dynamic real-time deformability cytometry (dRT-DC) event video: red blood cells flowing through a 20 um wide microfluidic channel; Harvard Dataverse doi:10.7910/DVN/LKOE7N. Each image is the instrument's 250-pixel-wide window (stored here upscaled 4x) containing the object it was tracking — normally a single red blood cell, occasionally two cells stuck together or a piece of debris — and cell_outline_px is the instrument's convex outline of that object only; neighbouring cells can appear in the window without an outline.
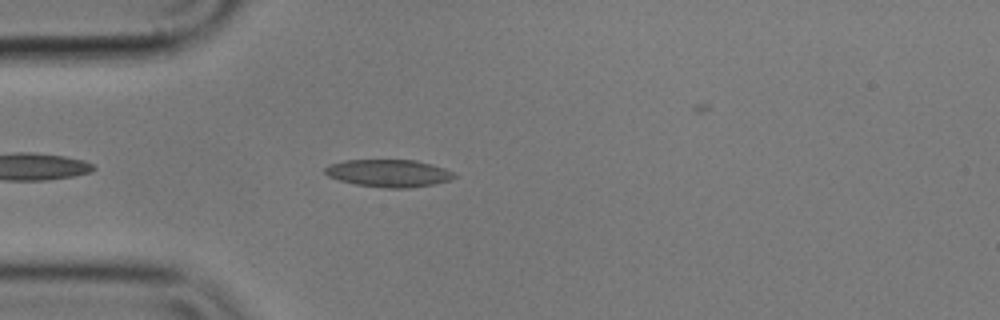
{"species": "common noctule bat (a hibernating species)", "species_latin": "Nyctalus noctula", "temperature_condition": "cold", "stored_images_in_passage": 30, "camera_frame_rate_fps": 3000, "um_per_image_px": 0.085, "animal": {"sex": "male", "body_mass_g": 17.9}, "frame": {"image": 1, "passage_image": 5, "time_ms": 1.333, "image_size_px": [1000, 320], "cell_outline_px": [[456, 176], [448, 180], [436, 184], [408, 188], [384, 188], [356, 184], [340, 180], [328, 176], [324, 172], [324, 168], [328, 164], [344, 160], [416, 160], [444, 168], [452, 172]], "centroid_in_image_um": [33.01, 14.72], "position_along_channel_um": 52.0, "area_um2": 20.63}}
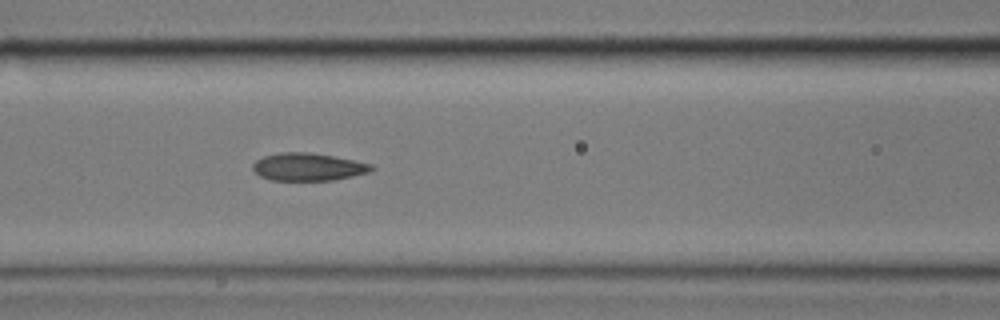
{"frame": {"image": 2, "passage_image": 13, "time_ms": 4.0, "image_size_px": [1000, 320], "cell_outline_px": [[376, 168], [368, 172], [352, 176], [332, 180], [272, 180], [260, 176], [252, 168], [252, 164], [256, 160], [264, 156], [280, 152], [308, 152], [332, 156], [372, 164]], "centroid_in_image_um": [26.17, 14.18], "position_along_channel_um": 140.4, "area_um2": 18.96}}
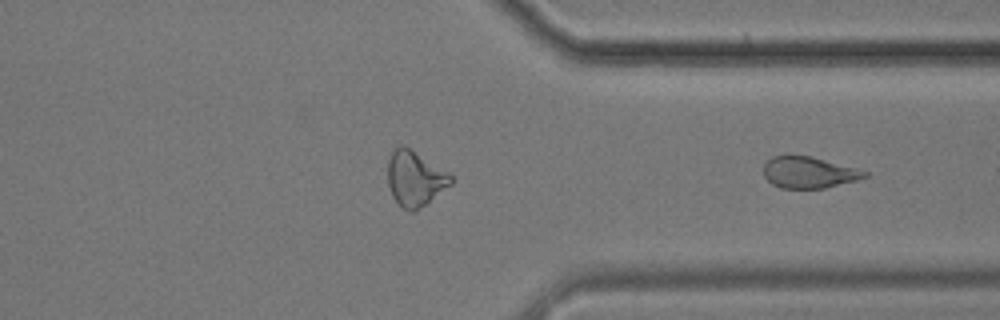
{"frame": {"image": 3, "passage_image": 30, "time_ms": 9.667, "image_size_px": [1000, 320], "cell_outline_px": [[868, 176], [856, 180], [824, 188], [780, 188], [772, 184], [764, 176], [764, 164], [772, 156], [812, 156], [856, 168], [868, 172]], "centroid_in_image_um": [68.74, 14.66], "position_along_channel_um": 342.7, "area_um2": 18.32}}